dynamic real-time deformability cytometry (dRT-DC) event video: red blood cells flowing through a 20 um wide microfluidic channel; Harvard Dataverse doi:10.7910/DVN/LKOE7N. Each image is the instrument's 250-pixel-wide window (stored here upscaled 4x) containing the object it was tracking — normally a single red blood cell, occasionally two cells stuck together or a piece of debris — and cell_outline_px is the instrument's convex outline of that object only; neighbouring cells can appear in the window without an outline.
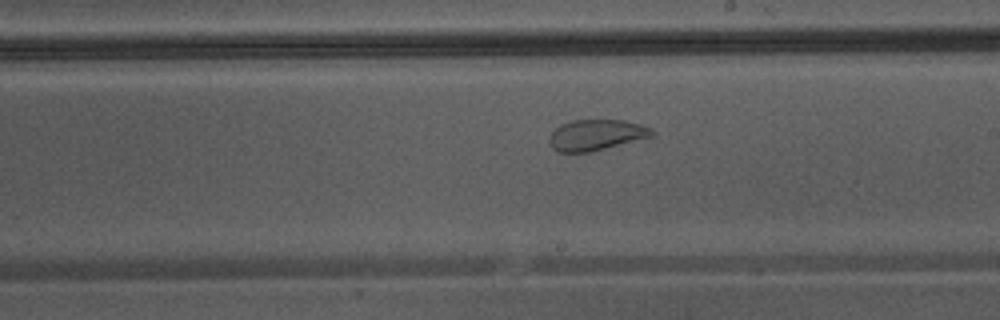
{"species": "Egyptian fruit bat (a non-hibernating species)", "species_latin": "Rousettus aegyptiacus", "temperature_condition": "warm", "stored_images_in_passage": 38, "segment_of_instrument_passage": [2, 2], "camera_frame_rate_fps": 3000, "um_per_image_px": 0.085, "animal": {"sex": "male"}, "frame": {"image": 1, "passage_image": 19, "time_ms": 6.0, "image_size_px": [1000, 320], "cell_outline_px": [[656, 132], [652, 136], [588, 152], [560, 152], [552, 148], [548, 140], [552, 132], [560, 124], [572, 120], [624, 120], [640, 124], [652, 128]], "centroid_in_image_um": [50.66, 11.45], "position_along_channel_um": 238.3, "area_um2": 18.26}}
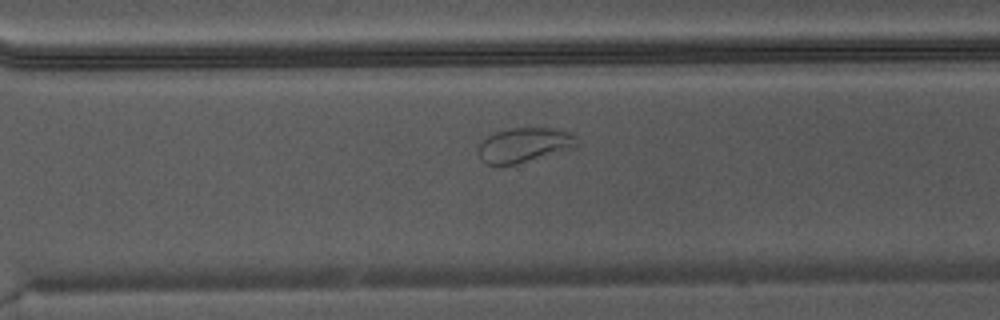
{"frame": {"image": 2, "passage_image": 25, "time_ms": 8.0, "image_size_px": [1000, 320], "cell_outline_px": [[580, 144], [576, 148], [516, 164], [488, 164], [480, 160], [476, 152], [480, 140], [496, 132], [512, 128], [552, 128], [568, 132], [576, 136], [580, 140]], "centroid_in_image_um": [44.57, 12.33], "position_along_channel_um": 326.0, "area_um2": 20.17}}
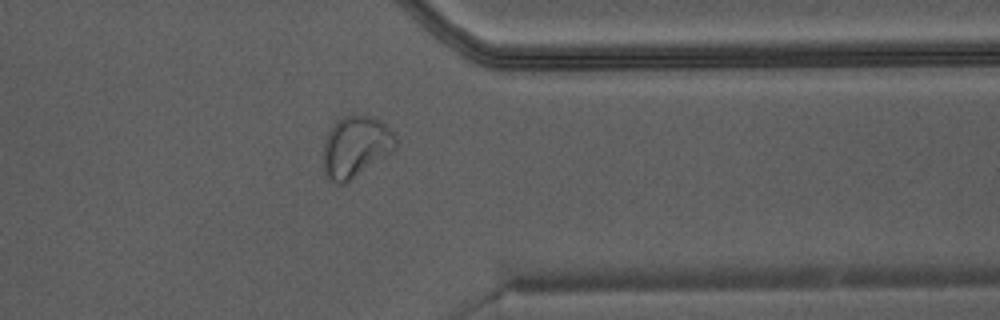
{"frame": {"image": 3, "passage_image": 29, "time_ms": 9.333, "image_size_px": [1000, 320], "cell_outline_px": [[396, 148], [352, 180], [344, 184], [336, 184], [324, 172], [324, 144], [328, 132], [332, 124], [336, 120], [344, 116], [368, 116], [380, 120], [396, 136]], "centroid_in_image_um": [30.22, 12.48], "position_along_channel_um": 381.2, "area_um2": 25.55}}